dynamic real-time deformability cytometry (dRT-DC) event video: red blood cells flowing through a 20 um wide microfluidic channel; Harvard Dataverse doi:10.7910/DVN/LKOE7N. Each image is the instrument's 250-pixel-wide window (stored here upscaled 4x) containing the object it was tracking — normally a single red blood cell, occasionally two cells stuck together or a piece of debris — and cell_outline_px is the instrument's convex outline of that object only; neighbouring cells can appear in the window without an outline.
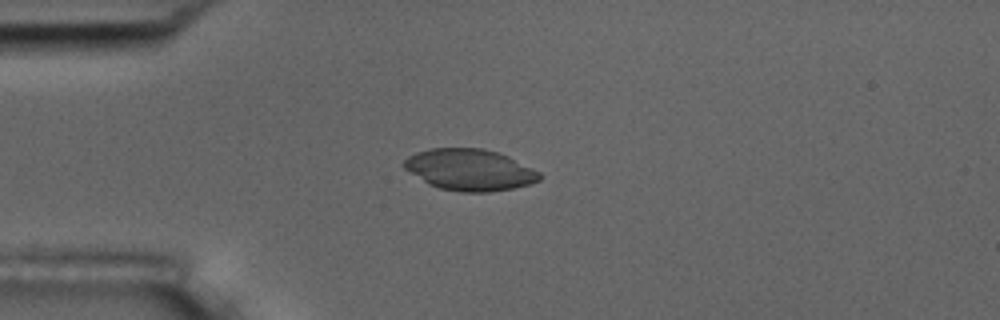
{"species": "common noctule bat (a hibernating species)", "species_latin": "Nyctalus noctula", "temperature_condition": "room temperature", "stored_images_in_passage": 6, "camera_frame_rate_fps": 3000, "um_per_image_px": 0.085, "animal": {"sex": "male", "body_mass_g": 17.5, "forearm_length_mm": 52.3}, "frame": {"image": 1, "passage_image": 4, "time_ms": 3.333, "image_size_px": [1000, 320], "cell_outline_px": [[540, 180], [532, 184], [512, 188], [488, 192], [460, 192], [440, 188], [428, 184], [404, 168], [404, 160], [408, 156], [416, 152], [428, 148], [484, 148], [500, 152], [540, 172]], "centroid_in_image_um": [39.93, 14.42], "position_along_channel_um": 45.1, "area_um2": 32.77}}